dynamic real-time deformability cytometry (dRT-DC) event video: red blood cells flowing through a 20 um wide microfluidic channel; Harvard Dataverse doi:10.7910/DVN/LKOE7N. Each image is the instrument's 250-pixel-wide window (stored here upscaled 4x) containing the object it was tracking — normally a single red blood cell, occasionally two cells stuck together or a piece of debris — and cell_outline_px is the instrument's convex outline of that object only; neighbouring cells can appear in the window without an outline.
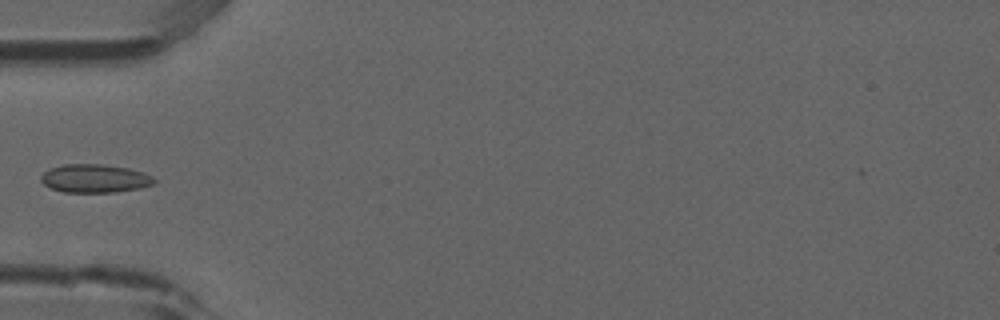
{"species": "common noctule bat (a hibernating species)", "species_latin": "Nyctalus noctula", "temperature_condition": "room temperature", "stored_images_in_passage": 4, "camera_frame_rate_fps": 3000, "um_per_image_px": 0.085, "animal": {"sex": "male", "forearm_length_mm": 52.5}, "frame": {"image": 1, "passage_image": 4, "time_ms": 1.0, "image_size_px": [1000, 320], "cell_outline_px": [[156, 180], [152, 184], [140, 188], [116, 192], [64, 192], [52, 188], [44, 184], [40, 180], [40, 176], [44, 172], [52, 168], [64, 164], [104, 164], [128, 168], [144, 172], [152, 176]], "centroid_in_image_um": [8.07, 15.16], "position_along_channel_um": 76.9, "area_um2": 18.67}}